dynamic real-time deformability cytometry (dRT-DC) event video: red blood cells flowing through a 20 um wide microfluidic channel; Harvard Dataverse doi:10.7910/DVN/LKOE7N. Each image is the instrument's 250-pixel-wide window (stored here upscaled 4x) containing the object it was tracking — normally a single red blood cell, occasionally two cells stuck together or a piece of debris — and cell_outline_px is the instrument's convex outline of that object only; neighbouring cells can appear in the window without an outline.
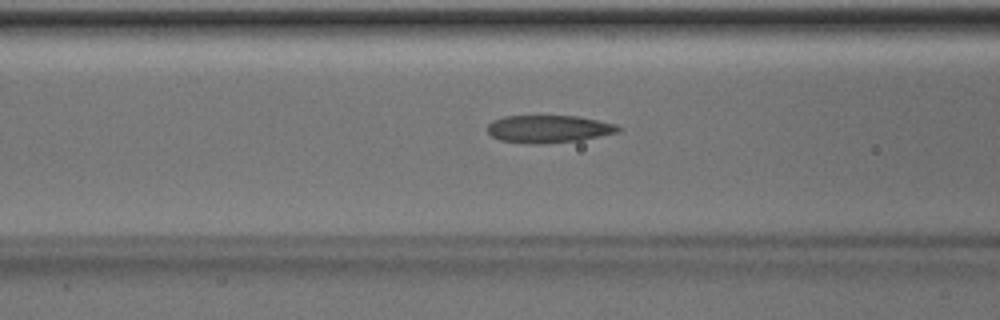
{"species": "Egyptian fruit bat (a non-hibernating species)", "species_latin": "Rousettus aegyptiacus", "temperature_condition": "room temperature", "stored_images_in_passage": 50, "camera_frame_rate_fps": 3000, "um_per_image_px": 0.085, "animal": {"sex": "male"}, "frame": {"image": 1, "passage_image": 20, "time_ms": 6.333, "image_size_px": [1000, 320], "cell_outline_px": [[620, 132], [580, 140], [544, 144], [528, 144], [500, 140], [492, 136], [488, 132], [488, 124], [492, 120], [504, 116], [576, 116], [616, 124], [620, 128]], "centroid_in_image_um": [46.61, 10.97], "position_along_channel_um": 120.0, "area_um2": 21.04}}
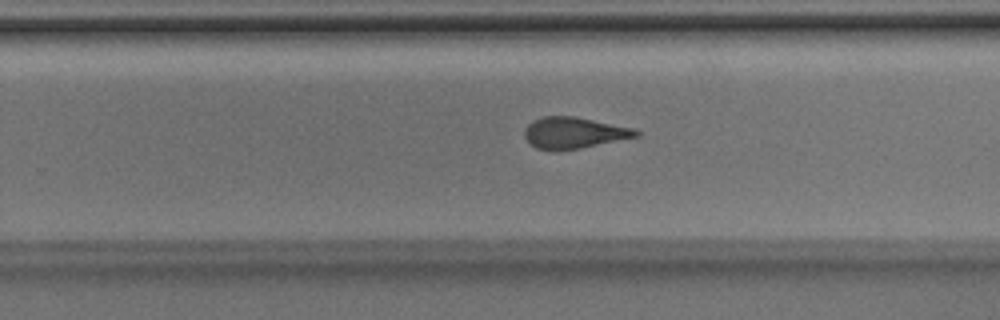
{"frame": {"image": 2, "passage_image": 32, "time_ms": 10.333, "image_size_px": [1000, 320], "cell_outline_px": [[640, 136], [580, 148], [536, 148], [524, 136], [524, 128], [532, 120], [544, 116], [572, 116], [636, 128], [640, 132]], "centroid_in_image_um": [48.83, 11.25], "position_along_channel_um": 281.0, "area_um2": 19.88}}
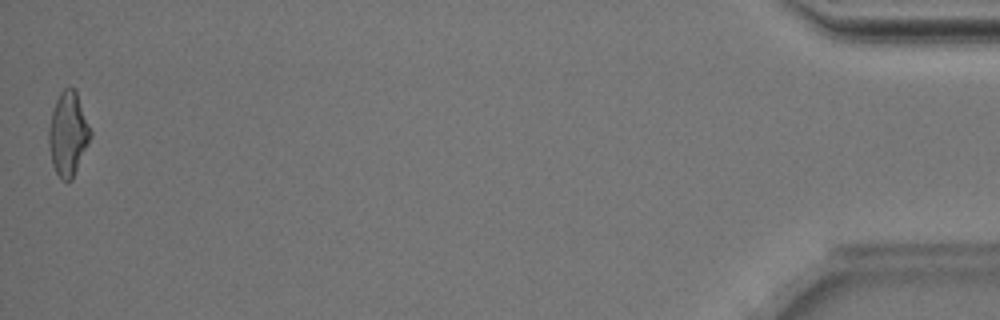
{"frame": {"image": 3, "passage_image": 50, "time_ms": 16.333, "image_size_px": [1000, 320], "cell_outline_px": [[92, 136], [72, 180], [60, 180], [52, 164], [48, 144], [48, 128], [52, 112], [56, 100], [60, 92], [64, 88], [76, 88], [92, 132]], "centroid_in_image_um": [5.79, 11.37], "position_along_channel_um": 429.4, "area_um2": 20.58}, "authors_computed_cell_mechanics": {"area_um2": 20.5768, "velocity_mm_per_s": 4.0338, "shape_relaxation_time_tau1_ms": 4.8683, "shape_relaxation_time_tau2_ms": 1.7366, "deformation_change_tau1": 0.1884, "deformation_change_tau2": 0.1215}}